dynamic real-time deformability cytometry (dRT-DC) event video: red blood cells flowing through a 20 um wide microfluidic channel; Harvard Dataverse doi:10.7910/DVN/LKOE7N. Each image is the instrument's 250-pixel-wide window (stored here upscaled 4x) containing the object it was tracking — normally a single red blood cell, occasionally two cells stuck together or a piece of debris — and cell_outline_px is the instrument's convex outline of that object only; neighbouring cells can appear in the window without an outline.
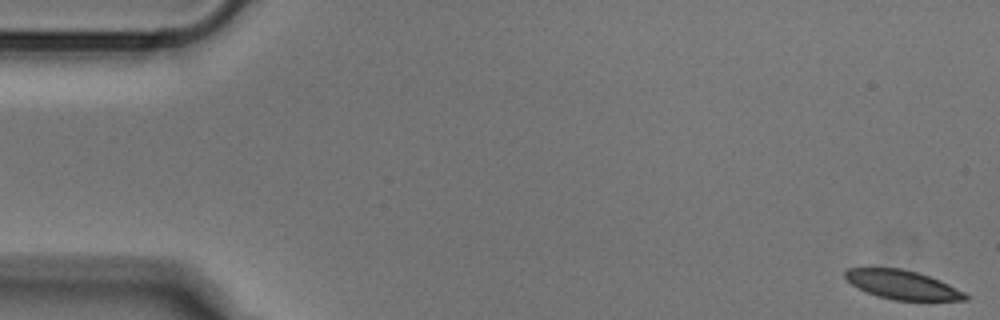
{"species": "Egyptian fruit bat (a non-hibernating species)", "species_latin": "Rousettus aegyptiacus", "temperature_condition": "cold", "stored_images_in_passage": 52, "camera_frame_rate_fps": 3000, "um_per_image_px": 0.085, "animal": {"sex": "male"}, "frame": {"image": 1, "passage_image": 1, "time_ms": 0.0, "image_size_px": [1000, 320], "cell_outline_px": [[968, 300], [892, 300], [876, 296], [852, 284], [844, 276], [844, 272], [848, 268], [868, 264], [900, 268], [916, 272], [940, 280], [964, 292], [968, 296]], "centroid_in_image_um": [76.6, 24.15], "position_along_channel_um": 8.4, "area_um2": 20.75}}
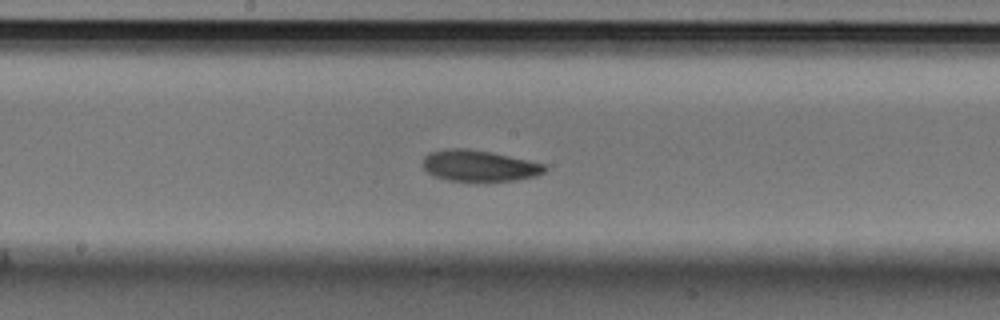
{"frame": {"image": 2, "passage_image": 27, "time_ms": 8.667, "image_size_px": [1000, 320], "cell_outline_px": [[548, 168], [544, 172], [536, 176], [516, 180], [448, 180], [432, 176], [424, 168], [424, 156], [432, 152], [448, 148], [468, 148], [492, 152], [528, 160], [544, 164]], "centroid_in_image_um": [40.74, 14.07], "position_along_channel_um": 207.5, "area_um2": 21.91}}
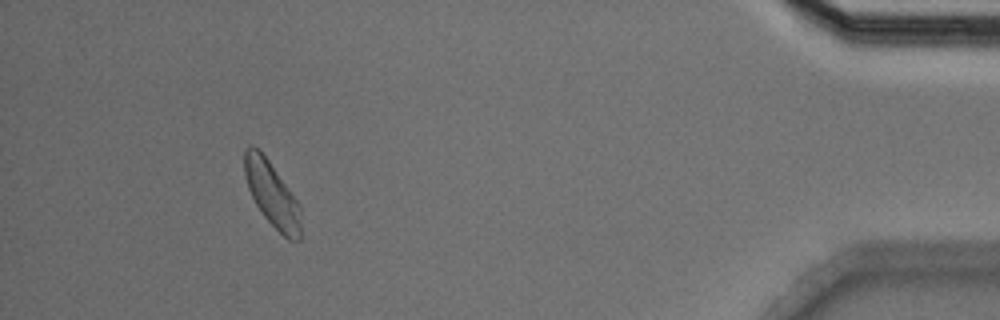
{"frame": {"image": 3, "passage_image": 48, "time_ms": 15.667, "image_size_px": [1000, 320], "cell_outline_px": [[300, 240], [288, 240], [264, 216], [256, 204], [248, 188], [244, 176], [244, 152], [248, 144], [252, 144], [268, 160], [300, 204]], "centroid_in_image_um": [23.1, 16.5], "position_along_channel_um": 412.1, "area_um2": 20.98}}